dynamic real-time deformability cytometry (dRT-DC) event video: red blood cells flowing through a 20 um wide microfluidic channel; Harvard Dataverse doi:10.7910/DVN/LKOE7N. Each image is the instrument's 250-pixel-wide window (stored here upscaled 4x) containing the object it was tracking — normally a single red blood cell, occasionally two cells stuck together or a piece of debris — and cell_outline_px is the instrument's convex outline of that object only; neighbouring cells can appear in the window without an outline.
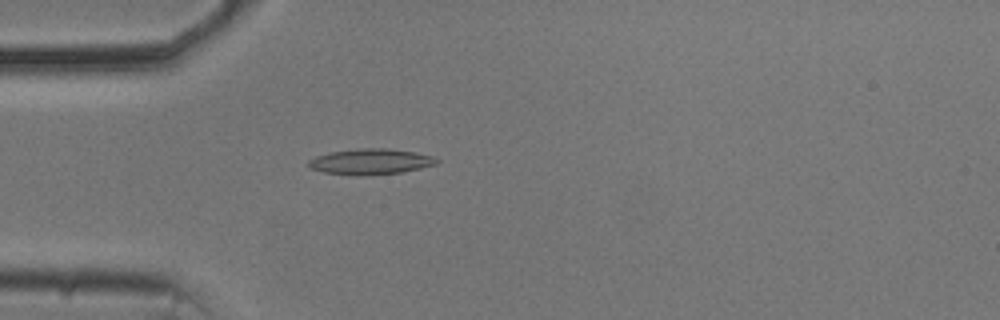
{"species": "common noctule bat (a hibernating species)", "species_latin": "Nyctalus noctula", "temperature_condition": "cold", "stored_images_in_passage": 41, "camera_frame_rate_fps": 3000, "um_per_image_px": 0.085, "animal": {"sex": "male", "body_mass_g": 20.5, "forearm_length_mm": 52.5}, "frame": {"image": 1, "passage_image": 2, "time_ms": 0.333, "image_size_px": [1000, 320], "cell_outline_px": [[440, 160], [436, 164], [420, 168], [400, 172], [364, 176], [324, 172], [308, 168], [308, 160], [316, 156], [332, 152], [356, 148], [388, 148], [412, 152], [432, 156]], "centroid_in_image_um": [31.47, 13.73], "position_along_channel_um": 53.5, "area_um2": 19.07}}
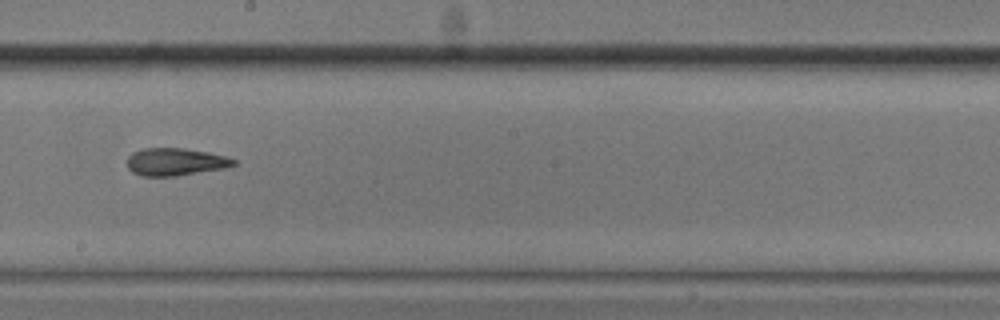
{"frame": {"image": 2, "passage_image": 17, "time_ms": 5.333, "image_size_px": [1000, 320], "cell_outline_px": [[236, 164], [224, 168], [176, 176], [140, 176], [132, 172], [128, 168], [128, 156], [132, 152], [144, 148], [184, 148], [208, 152], [224, 156], [236, 160]], "centroid_in_image_um": [14.88, 13.75], "position_along_channel_um": 233.3, "area_um2": 17.05}}
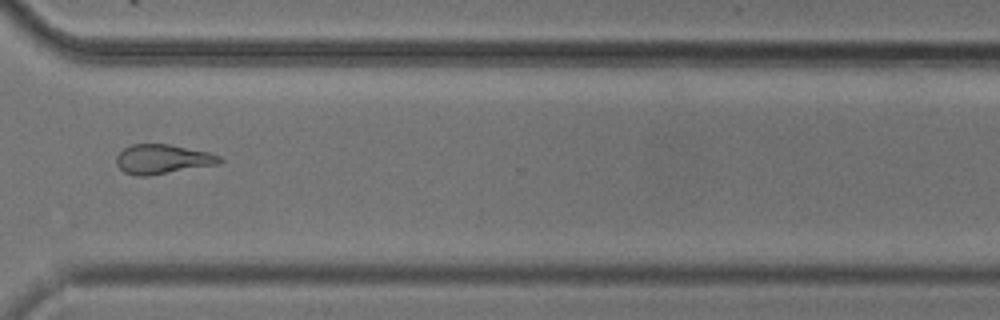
{"frame": {"image": 3, "passage_image": 27, "time_ms": 8.667, "image_size_px": [1000, 320], "cell_outline_px": [[224, 160], [220, 164], [148, 176], [136, 176], [124, 172], [116, 164], [116, 156], [124, 148], [132, 144], [168, 144], [208, 152], [220, 156]], "centroid_in_image_um": [13.82, 13.54], "position_along_channel_um": 356.8, "area_um2": 17.8}, "authors_computed_cell_mechanics": {"area_um2": 17.6868, "velocity_mm_per_s": 3.7117, "shape_relaxation_time_tau1_ms": 5.4237, "shape_relaxation_time_tau2_ms": 2.7346, "deformation_change_tau1": 0.1527, "deformation_change_tau2": 0.0936}}